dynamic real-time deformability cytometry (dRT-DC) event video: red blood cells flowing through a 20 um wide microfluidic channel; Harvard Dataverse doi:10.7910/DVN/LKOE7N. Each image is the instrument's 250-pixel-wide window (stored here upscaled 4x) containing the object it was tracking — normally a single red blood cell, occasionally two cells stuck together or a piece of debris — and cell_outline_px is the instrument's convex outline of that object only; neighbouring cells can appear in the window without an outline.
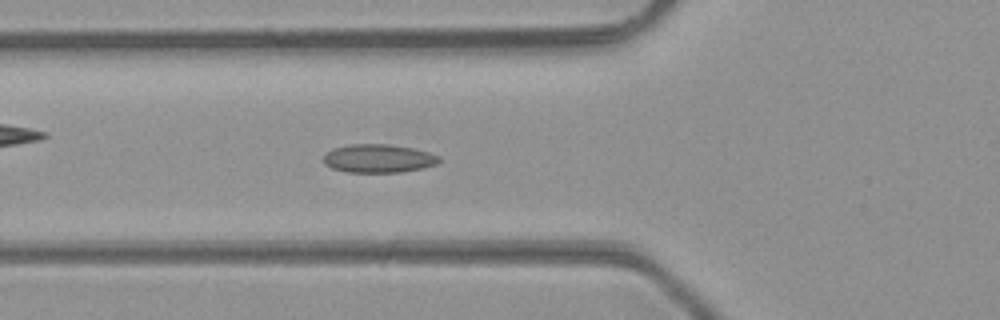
{"species": "common noctule bat (a hibernating species)", "species_latin": "Nyctalus noctula", "temperature_condition": "room temperature", "stored_images_in_passage": 33, "camera_frame_rate_fps": 3000, "um_per_image_px": 0.085, "animal": {"sex": "male", "body_mass_g": 23.1, "forearm_length_mm": 52.7}, "frame": {"image": 1, "passage_image": 3, "time_ms": 0.667, "image_size_px": [1000, 320], "cell_outline_px": [[440, 160], [436, 164], [424, 168], [404, 172], [348, 172], [332, 168], [324, 164], [324, 156], [332, 148], [348, 144], [388, 144], [412, 148], [428, 152], [440, 156]], "centroid_in_image_um": [32.17, 13.47], "position_along_channel_um": 93.6, "area_um2": 19.19}}
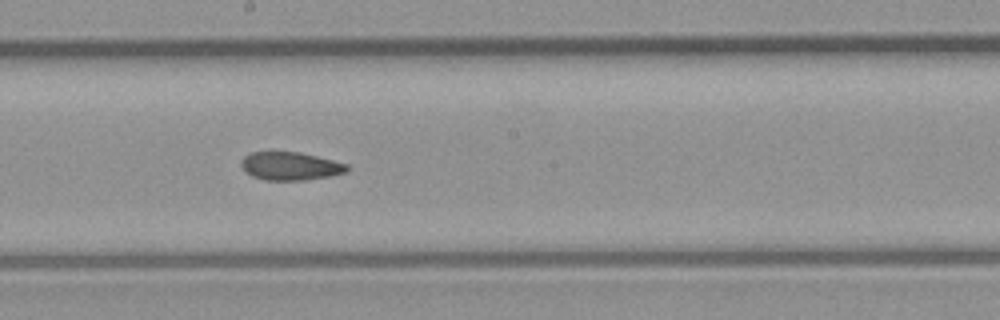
{"frame": {"image": 2, "passage_image": 12, "time_ms": 3.667, "image_size_px": [1000, 320], "cell_outline_px": [[352, 168], [348, 172], [332, 176], [304, 180], [264, 180], [252, 176], [244, 172], [240, 164], [240, 160], [244, 156], [252, 152], [300, 152], [348, 164]], "centroid_in_image_um": [24.69, 14.12], "position_along_channel_um": 223.5, "area_um2": 17.63}}
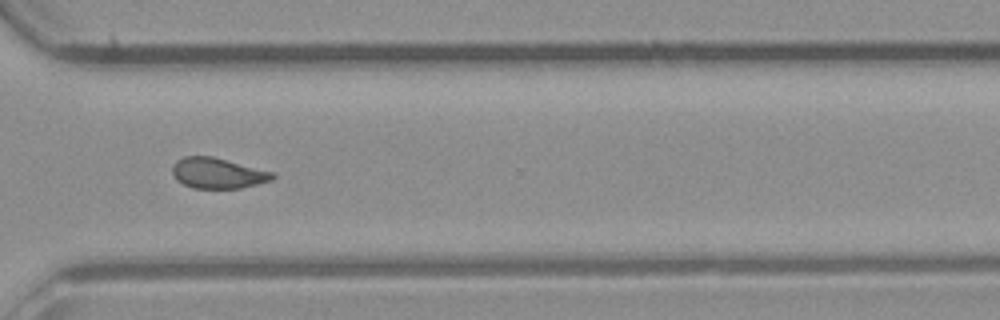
{"frame": {"image": 3, "passage_image": 21, "time_ms": 6.667, "image_size_px": [1000, 320], "cell_outline_px": [[276, 176], [272, 180], [240, 188], [192, 188], [176, 180], [172, 172], [172, 168], [176, 160], [184, 156], [212, 156], [272, 172]], "centroid_in_image_um": [18.47, 14.72], "position_along_channel_um": 352.1, "area_um2": 17.69}, "authors_computed_cell_mechanics": {"area_um2": 18.0336, "velocity_mm_per_s": 4.3004, "shape_relaxation_time_tau1_ms": null, "shape_relaxation_time_tau2_ms": 3.8316, "deformation_change_tau1": null, "deformation_change_tau2": 0.1037}}